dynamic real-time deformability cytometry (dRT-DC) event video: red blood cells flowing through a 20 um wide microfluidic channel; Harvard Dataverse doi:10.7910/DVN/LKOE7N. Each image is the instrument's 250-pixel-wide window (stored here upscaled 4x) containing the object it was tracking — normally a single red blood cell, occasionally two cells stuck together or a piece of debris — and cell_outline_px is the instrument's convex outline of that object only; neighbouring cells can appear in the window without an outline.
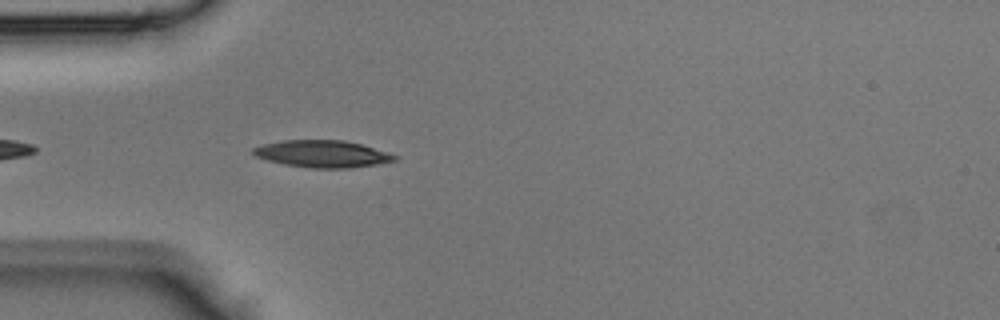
{"species": "Egyptian fruit bat (a non-hibernating species)", "species_latin": "Rousettus aegyptiacus", "temperature_condition": "room temperature", "stored_images_in_passage": 23, "camera_frame_rate_fps": 3000, "um_per_image_px": 0.085, "animal": {"sex": "male"}, "frame": {"image": 1, "passage_image": 4, "time_ms": 1.0, "image_size_px": [1000, 320], "cell_outline_px": [[396, 160], [376, 164], [348, 168], [312, 168], [284, 164], [268, 160], [256, 156], [252, 152], [252, 148], [260, 144], [280, 140], [344, 140], [360, 144], [396, 156]], "centroid_in_image_um": [27.31, 13.07], "position_along_channel_um": 57.7, "area_um2": 22.02}}
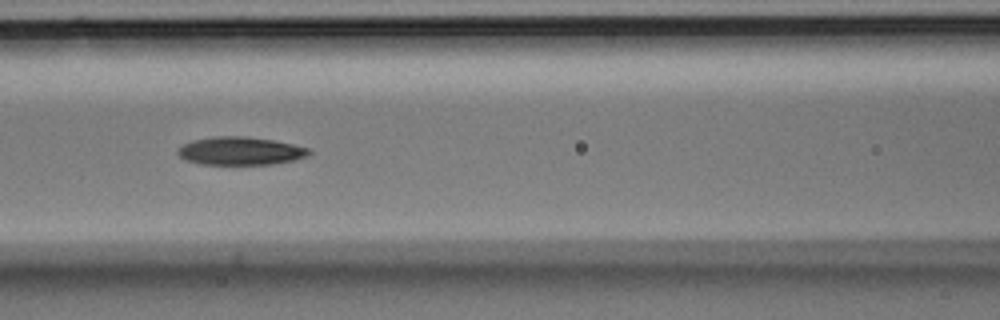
{"frame": {"image": 2, "passage_image": 10, "time_ms": 3.0, "image_size_px": [1000, 320], "cell_outline_px": [[312, 152], [308, 156], [296, 160], [272, 164], [200, 164], [184, 160], [176, 152], [184, 144], [192, 140], [216, 136], [244, 136], [272, 140], [312, 148]], "centroid_in_image_um": [20.47, 12.83], "position_along_channel_um": 146.1, "area_um2": 21.56}}
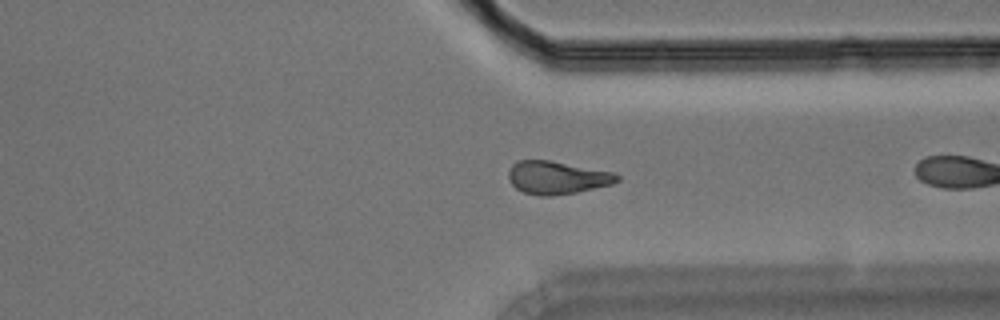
{"frame": {"image": 3, "passage_image": 22, "time_ms": 7.0, "image_size_px": [1000, 320], "cell_outline_px": [[620, 180], [612, 184], [576, 192], [552, 196], [540, 196], [524, 192], [516, 188], [508, 180], [508, 172], [512, 164], [516, 160], [552, 160], [616, 172], [620, 176]], "centroid_in_image_um": [47.36, 15.08], "position_along_channel_um": 364.0, "area_um2": 21.15}}